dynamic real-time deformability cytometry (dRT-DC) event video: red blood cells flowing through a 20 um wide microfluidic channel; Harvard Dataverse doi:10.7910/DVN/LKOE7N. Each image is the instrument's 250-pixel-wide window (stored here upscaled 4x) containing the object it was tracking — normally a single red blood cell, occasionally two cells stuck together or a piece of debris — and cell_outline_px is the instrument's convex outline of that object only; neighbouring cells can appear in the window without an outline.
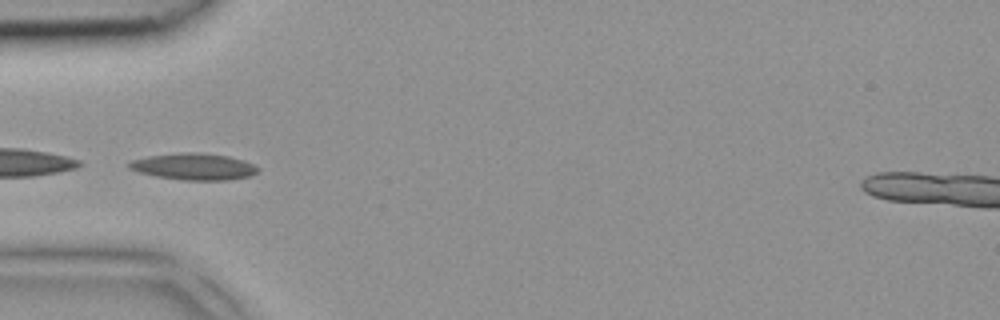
{"species": "common noctule bat (a hibernating species)", "species_latin": "Nyctalus noctula", "temperature_condition": "room temperature", "stored_images_in_passage": 3, "camera_frame_rate_fps": 3000, "um_per_image_px": 0.085, "animal": {"sex": "female", "body_mass_g": 18.4}, "frame": {"image": 1, "passage_image": 3, "time_ms": 0.667, "image_size_px": [1000, 320], "cell_outline_px": [[260, 168], [252, 176], [228, 180], [184, 180], [156, 176], [140, 172], [128, 168], [124, 164], [132, 160], [148, 156], [180, 152], [200, 152], [228, 156], [244, 160]], "centroid_in_image_um": [16.46, 14.15], "position_along_channel_um": 68.5, "area_um2": 20.11}}